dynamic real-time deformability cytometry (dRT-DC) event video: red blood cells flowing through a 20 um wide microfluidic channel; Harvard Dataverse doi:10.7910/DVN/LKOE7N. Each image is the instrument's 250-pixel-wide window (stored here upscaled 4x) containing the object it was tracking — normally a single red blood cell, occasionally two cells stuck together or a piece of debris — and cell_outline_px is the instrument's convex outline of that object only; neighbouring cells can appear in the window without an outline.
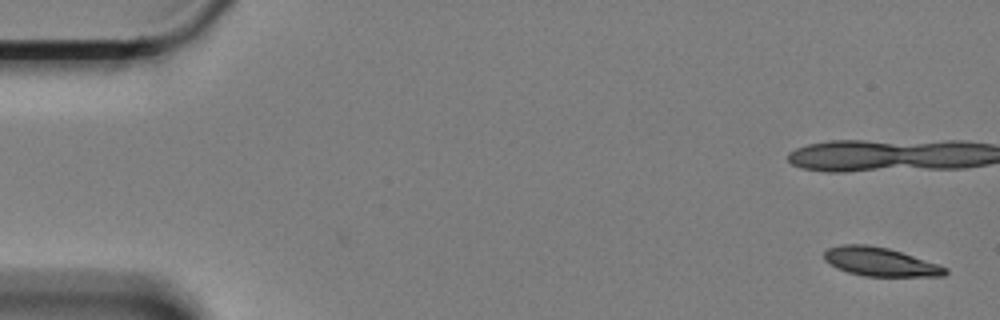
{"species": "Egyptian fruit bat (a non-hibernating species)", "species_latin": "Rousettus aegyptiacus", "temperature_condition": "cold", "stored_images_in_passage": 60, "camera_frame_rate_fps": 3000, "um_per_image_px": 0.085, "animal": {"sex": "female"}, "frame": {"image": 1, "passage_image": 1, "time_ms": 0.0, "image_size_px": [1000, 320], "cell_outline_px": [[948, 272], [944, 276], [864, 276], [848, 272], [836, 268], [824, 260], [824, 252], [828, 248], [844, 244], [864, 244], [888, 248], [940, 264], [948, 268]], "centroid_in_image_um": [74.83, 22.25], "position_along_channel_um": 10.2, "area_um2": 20.29}}